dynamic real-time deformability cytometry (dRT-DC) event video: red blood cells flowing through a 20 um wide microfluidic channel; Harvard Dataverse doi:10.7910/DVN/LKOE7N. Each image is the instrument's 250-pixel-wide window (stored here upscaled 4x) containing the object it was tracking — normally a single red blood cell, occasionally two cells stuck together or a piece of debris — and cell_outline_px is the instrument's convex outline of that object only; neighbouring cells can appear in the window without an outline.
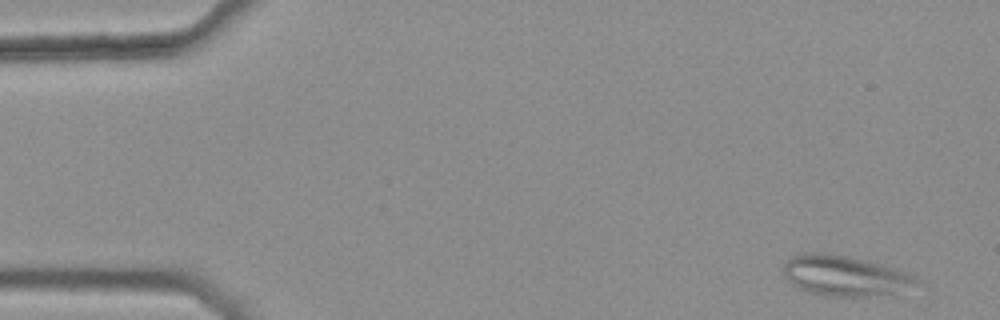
{"species": "common noctule bat (a hibernating species)", "species_latin": "Nyctalus noctula", "temperature_condition": "warm", "stored_images_in_passage": 5, "camera_frame_rate_fps": 3000, "um_per_image_px": 0.085, "animal": {"sex": "female", "body_mass_g": 25.1}, "frame": {"image": 1, "passage_image": 1, "time_ms": 0.0, "image_size_px": [1000, 320], "cell_outline_px": [[920, 280], [892, 292], [868, 296], [816, 296], [792, 284], [784, 276], [784, 264], [792, 256], [804, 252], [828, 252], [848, 256], [864, 260], [920, 276]], "centroid_in_image_um": [71.7, 23.41], "position_along_channel_um": 13.3, "area_um2": 30.81}}